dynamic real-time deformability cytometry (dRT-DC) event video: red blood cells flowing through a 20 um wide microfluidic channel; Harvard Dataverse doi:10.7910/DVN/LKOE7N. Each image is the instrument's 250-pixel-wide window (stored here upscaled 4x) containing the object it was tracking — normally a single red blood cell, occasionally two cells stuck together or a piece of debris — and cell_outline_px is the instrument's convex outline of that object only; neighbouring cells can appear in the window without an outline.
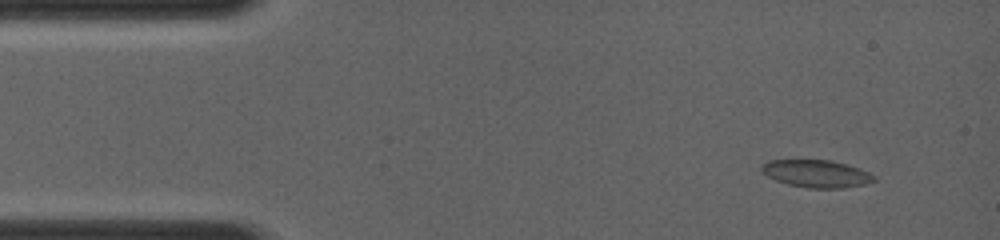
{"species": "common noctule bat (a hibernating species)", "species_latin": "Nyctalus noctula", "temperature_condition": "room temperature", "stored_images_in_passage": 6, "camera_frame_rate_fps": 4000, "um_per_image_px": 0.085, "animal": {"sex": "female", "body_mass_g": 19.0, "forearm_length_mm": 56.7}, "frame": {"image": 1, "passage_image": 2, "time_ms": 0.75, "image_size_px": [1000, 240], "cell_outline_px": [[876, 180], [864, 184], [844, 188], [808, 188], [788, 184], [776, 180], [768, 176], [760, 168], [760, 164], [768, 160], [832, 160], [868, 172], [876, 176]], "centroid_in_image_um": [69.37, 14.76], "position_along_channel_um": 15.6, "area_um2": 17.86}}
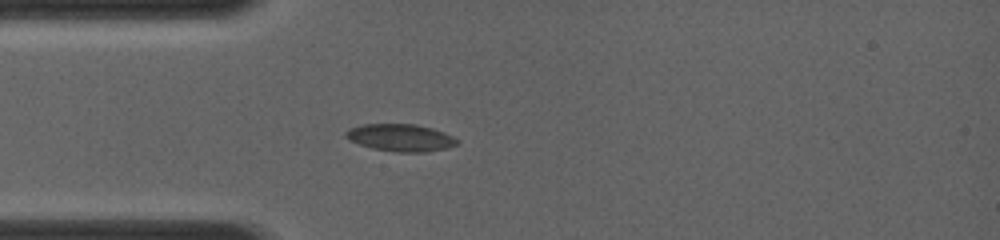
{"frame": {"image": 2, "passage_image": 6, "time_ms": 3.25, "image_size_px": [1000, 240], "cell_outline_px": [[460, 144], [444, 148], [424, 152], [396, 152], [372, 148], [348, 140], [344, 136], [344, 132], [348, 128], [364, 124], [416, 124], [432, 128], [444, 132], [460, 140]], "centroid_in_image_um": [34.03, 11.69], "position_along_channel_um": 51.0, "area_um2": 17.8}}